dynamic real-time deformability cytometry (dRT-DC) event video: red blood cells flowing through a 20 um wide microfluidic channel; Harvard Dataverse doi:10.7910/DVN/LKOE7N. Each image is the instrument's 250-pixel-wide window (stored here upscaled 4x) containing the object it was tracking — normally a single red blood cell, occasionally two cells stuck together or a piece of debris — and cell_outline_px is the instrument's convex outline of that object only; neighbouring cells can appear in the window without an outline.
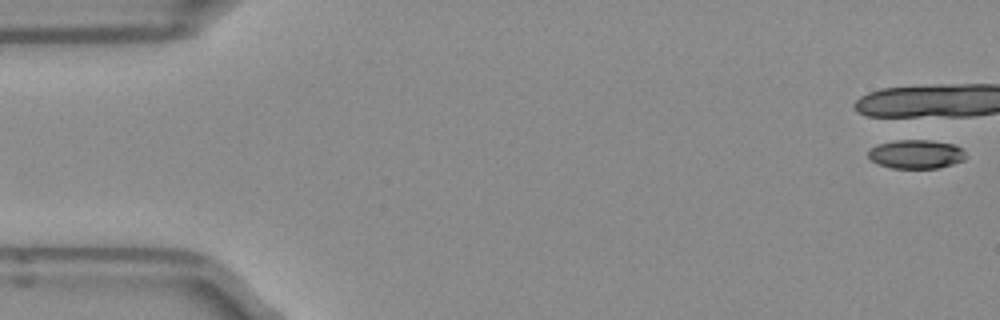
{"species": "Egyptian fruit bat (a non-hibernating species)", "species_latin": "Rousettus aegyptiacus", "temperature_condition": "room temperature", "stored_images_in_passage": 2, "camera_frame_rate_fps": 3000, "um_per_image_px": 0.085, "frame": {"image": 1, "passage_image": 1, "time_ms": 0.0, "image_size_px": [1000, 320], "cell_outline_px": [[968, 156], [964, 160], [940, 168], [892, 168], [880, 164], [872, 160], [868, 156], [868, 152], [876, 144], [896, 140], [932, 140], [956, 144]], "centroid_in_image_um": [77.91, 13.09], "position_along_channel_um": 7.1, "area_um2": 16.47}}